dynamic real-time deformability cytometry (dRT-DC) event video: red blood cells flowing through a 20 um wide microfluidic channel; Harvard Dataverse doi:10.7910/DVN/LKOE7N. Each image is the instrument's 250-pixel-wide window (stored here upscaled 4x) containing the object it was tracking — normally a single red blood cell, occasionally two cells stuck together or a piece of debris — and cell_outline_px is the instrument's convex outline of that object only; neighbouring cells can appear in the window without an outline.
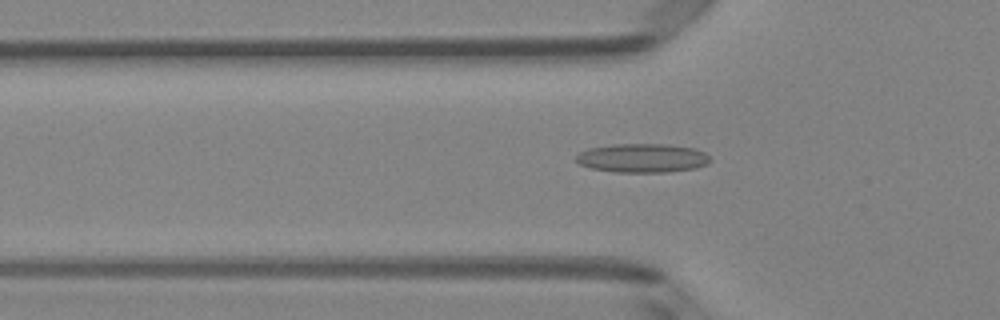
{"species": "Egyptian fruit bat (a non-hibernating species)", "species_latin": "Rousettus aegyptiacus", "temperature_condition": "room temperature", "stored_images_in_passage": 46, "camera_frame_rate_fps": 3000, "um_per_image_px": 0.085, "animal": {"sex": "female"}, "frame": {"image": 1, "passage_image": 17, "time_ms": 5.333, "image_size_px": [1000, 320], "cell_outline_px": [[708, 164], [696, 168], [668, 172], [616, 172], [592, 168], [580, 164], [576, 160], [576, 156], [580, 152], [588, 148], [612, 144], [668, 144], [692, 148], [704, 152], [708, 156]], "centroid_in_image_um": [54.59, 13.43], "position_along_channel_um": 71.2, "area_um2": 22.48}}
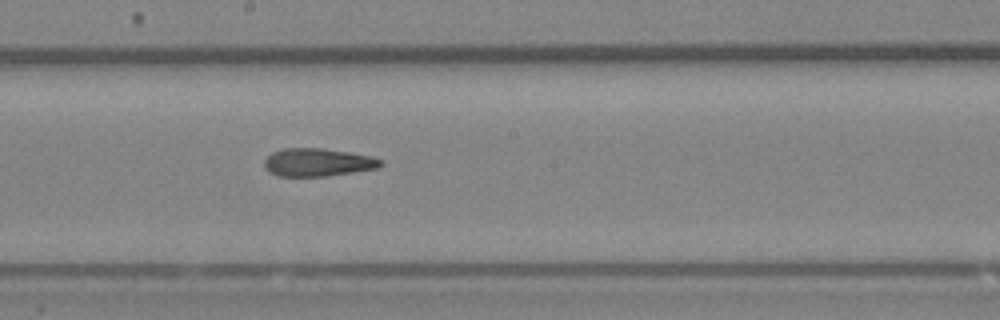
{"frame": {"image": 2, "passage_image": 28, "time_ms": 9.0, "image_size_px": [1000, 320], "cell_outline_px": [[384, 164], [376, 168], [352, 172], [324, 176], [276, 176], [268, 172], [264, 168], [264, 160], [272, 152], [284, 148], [324, 148], [372, 156], [384, 160]], "centroid_in_image_um": [26.99, 13.79], "position_along_channel_um": 221.2, "area_um2": 19.07}}
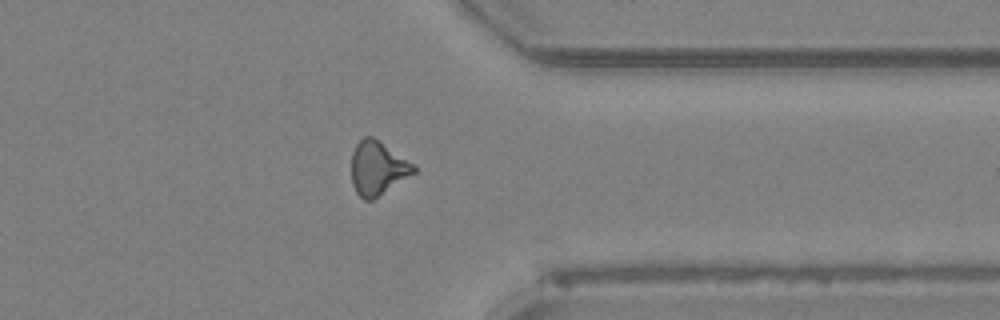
{"frame": {"image": 3, "passage_image": 40, "time_ms": 13.0, "image_size_px": [1000, 320], "cell_outline_px": [[416, 172], [372, 200], [364, 200], [356, 192], [352, 184], [352, 152], [356, 144], [364, 136], [372, 136], [380, 140], [416, 164]], "centroid_in_image_um": [32.12, 14.26], "position_along_channel_um": 379.3, "area_um2": 19.71}, "authors_computed_cell_mechanics": {"area_um2": 19.9121, "velocity_mm_per_s": 4.0922, "shape_relaxation_time_tau1_ms": null, "shape_relaxation_time_tau2_ms": 1.6787, "deformation_change_tau1": null, "deformation_change_tau2": 0.1086}}